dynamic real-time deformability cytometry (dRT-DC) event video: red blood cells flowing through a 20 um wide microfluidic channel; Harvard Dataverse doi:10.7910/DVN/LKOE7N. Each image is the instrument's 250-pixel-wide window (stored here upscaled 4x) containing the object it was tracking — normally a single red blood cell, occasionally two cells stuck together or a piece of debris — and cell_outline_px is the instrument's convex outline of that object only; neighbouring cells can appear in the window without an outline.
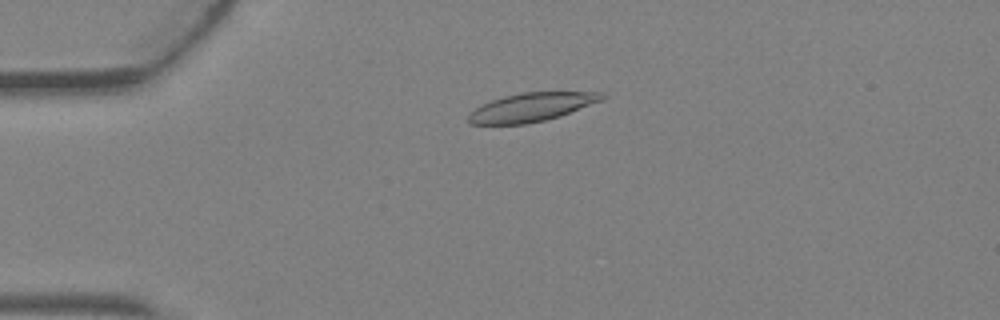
{"species": "Egyptian fruit bat (a non-hibernating species)", "species_latin": "Rousettus aegyptiacus", "temperature_condition": "warm", "stored_images_in_passage": 2, "camera_frame_rate_fps": 3000, "um_per_image_px": 0.085, "animal": {"sex": "female"}, "frame": {"image": 1, "passage_image": 1, "time_ms": 0.0, "image_size_px": [1000, 320], "cell_outline_px": [[608, 96], [600, 100], [560, 116], [544, 120], [524, 124], [468, 124], [468, 116], [480, 104], [504, 96], [520, 92], [600, 92]], "centroid_in_image_um": [45.14, 9.1], "position_along_channel_um": 39.9, "area_um2": 21.96}}